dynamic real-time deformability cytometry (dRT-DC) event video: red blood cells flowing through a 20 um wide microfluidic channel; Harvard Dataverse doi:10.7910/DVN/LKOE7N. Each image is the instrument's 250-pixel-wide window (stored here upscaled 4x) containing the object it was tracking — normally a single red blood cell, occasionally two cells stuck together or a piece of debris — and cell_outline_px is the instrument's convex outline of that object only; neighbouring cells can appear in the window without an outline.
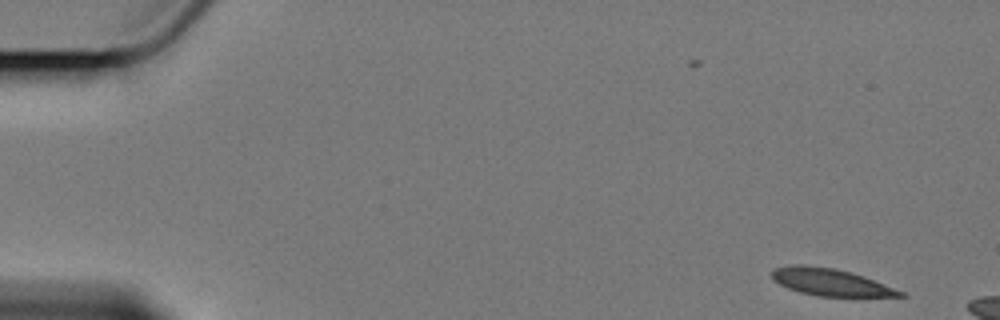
{"species": "Egyptian fruit bat (a non-hibernating species)", "species_latin": "Rousettus aegyptiacus", "temperature_condition": "cold", "stored_images_in_passage": 4, "camera_frame_rate_fps": 3000, "um_per_image_px": 0.085, "animal": {"sex": "female"}, "frame": {"image": 1, "passage_image": 1, "time_ms": 0.0, "image_size_px": [1000, 320], "cell_outline_px": [[908, 296], [816, 296], [800, 292], [788, 288], [780, 284], [772, 276], [772, 268], [792, 264], [804, 264], [836, 268], [852, 272], [864, 276], [904, 292]], "centroid_in_image_um": [70.57, 23.96], "position_along_channel_um": 14.4, "area_um2": 20.23}}